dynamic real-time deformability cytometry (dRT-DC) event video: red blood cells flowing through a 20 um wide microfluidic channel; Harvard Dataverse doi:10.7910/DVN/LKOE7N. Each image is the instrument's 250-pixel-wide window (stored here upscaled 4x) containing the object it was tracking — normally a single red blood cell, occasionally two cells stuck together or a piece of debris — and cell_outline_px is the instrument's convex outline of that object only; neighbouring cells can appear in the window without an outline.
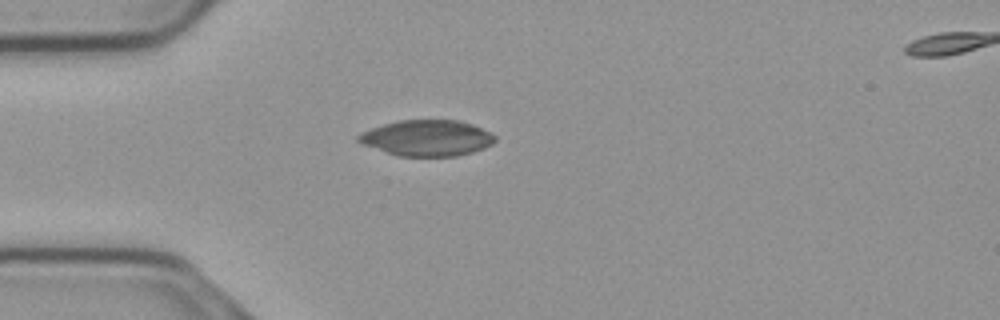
{"species": "common noctule bat (a hibernating species)", "species_latin": "Nyctalus noctula", "temperature_condition": "cold", "stored_images_in_passage": 41, "camera_frame_rate_fps": 3000, "um_per_image_px": 0.085, "animal": {"sex": "male", "body_mass_g": 23.1, "forearm_length_mm": 52.7}, "frame": {"image": 1, "passage_image": 1, "time_ms": 0.0, "image_size_px": [1000, 320], "cell_outline_px": [[496, 140], [492, 144], [484, 148], [472, 152], [456, 156], [396, 156], [360, 144], [356, 140], [356, 136], [360, 132], [384, 124], [400, 120], [460, 120], [472, 124], [492, 132], [496, 136]], "centroid_in_image_um": [36.28, 11.73], "position_along_channel_um": 48.7, "area_um2": 28.96}}
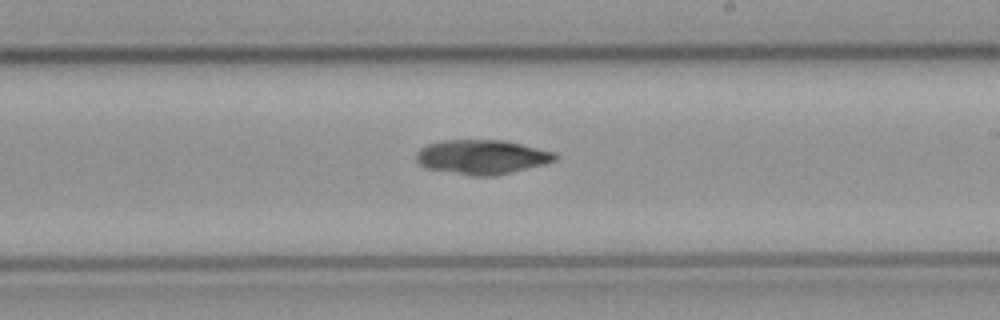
{"frame": {"image": 2, "passage_image": 18, "time_ms": 5.667, "image_size_px": [1000, 320], "cell_outline_px": [[560, 156], [556, 160], [544, 164], [496, 176], [472, 176], [424, 168], [416, 160], [416, 152], [420, 148], [428, 144], [444, 140], [504, 140], [556, 152]], "centroid_in_image_um": [40.97, 13.35], "position_along_channel_um": 248.0, "area_um2": 28.03}}
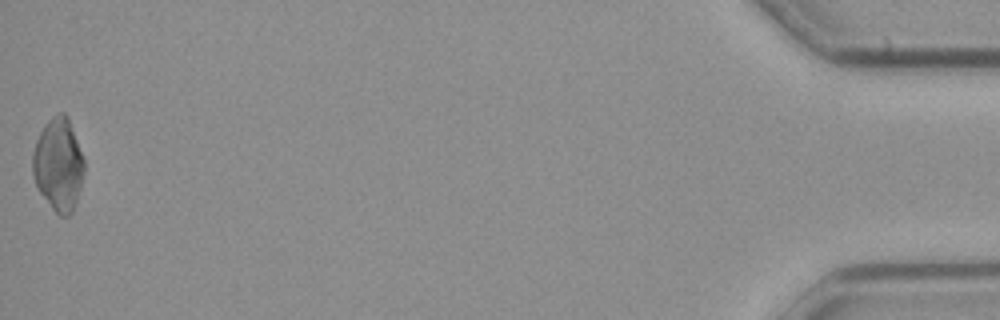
{"frame": {"image": 3, "passage_image": 41, "time_ms": 13.333, "image_size_px": [1000, 320], "cell_outline_px": [[84, 172], [80, 188], [72, 212], [68, 216], [60, 216], [52, 208], [40, 192], [36, 184], [32, 172], [32, 152], [36, 140], [44, 124], [52, 116], [60, 112], [64, 112], [68, 116], [84, 160]], "centroid_in_image_um": [4.95, 13.96], "position_along_channel_um": 430.2, "area_um2": 27.74}}